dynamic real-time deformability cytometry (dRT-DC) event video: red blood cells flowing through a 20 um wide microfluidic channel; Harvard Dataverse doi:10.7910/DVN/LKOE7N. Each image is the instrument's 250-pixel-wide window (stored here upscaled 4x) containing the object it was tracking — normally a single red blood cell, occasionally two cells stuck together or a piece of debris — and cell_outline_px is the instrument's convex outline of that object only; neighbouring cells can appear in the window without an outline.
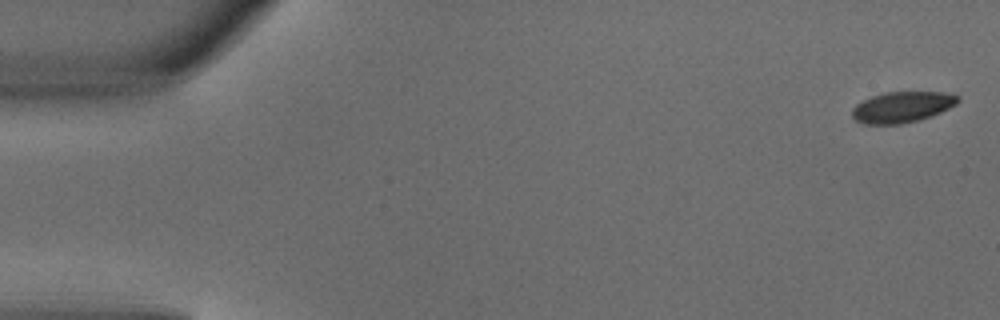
{"species": "common noctule bat (a hibernating species)", "species_latin": "Nyctalus noctula", "temperature_condition": "warm", "stored_images_in_passage": 5, "camera_frame_rate_fps": 3000, "um_per_image_px": 0.085, "animal": {"sex": "male", "body_mass_g": 18.8}, "frame": {"image": 1, "passage_image": 1, "time_ms": 0.0, "image_size_px": [1000, 320], "cell_outline_px": [[960, 100], [956, 104], [932, 116], [900, 124], [864, 124], [856, 120], [852, 116], [852, 108], [856, 104], [872, 96], [884, 92], [944, 92], [960, 96]], "centroid_in_image_um": [76.68, 9.09], "position_along_channel_um": 8.3, "area_um2": 18.96}}